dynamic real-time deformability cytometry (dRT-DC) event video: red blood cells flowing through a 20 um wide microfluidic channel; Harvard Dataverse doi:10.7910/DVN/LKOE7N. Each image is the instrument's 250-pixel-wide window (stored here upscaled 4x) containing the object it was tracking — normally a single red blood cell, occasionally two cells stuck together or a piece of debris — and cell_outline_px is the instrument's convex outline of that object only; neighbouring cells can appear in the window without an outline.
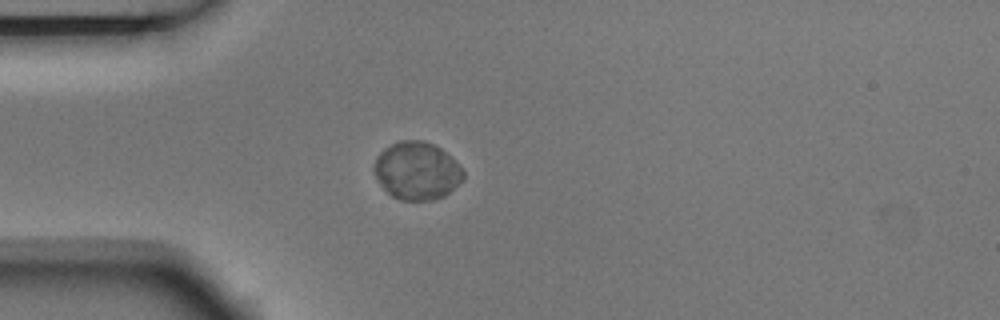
{"species": "Egyptian fruit bat (a non-hibernating species)", "species_latin": "Rousettus aegyptiacus", "temperature_condition": "room temperature", "stored_images_in_passage": 3, "camera_frame_rate_fps": 3000, "um_per_image_px": 0.085, "animal": {"sex": "male"}, "frame": {"image": 1, "passage_image": 3, "time_ms": 0.667, "image_size_px": [1000, 320], "cell_outline_px": [[464, 180], [444, 196], [432, 200], [400, 200], [392, 196], [380, 184], [372, 168], [376, 156], [384, 148], [400, 140], [424, 140], [440, 148], [464, 172]], "centroid_in_image_um": [35.4, 14.52], "position_along_channel_um": 49.6, "area_um2": 29.88}}